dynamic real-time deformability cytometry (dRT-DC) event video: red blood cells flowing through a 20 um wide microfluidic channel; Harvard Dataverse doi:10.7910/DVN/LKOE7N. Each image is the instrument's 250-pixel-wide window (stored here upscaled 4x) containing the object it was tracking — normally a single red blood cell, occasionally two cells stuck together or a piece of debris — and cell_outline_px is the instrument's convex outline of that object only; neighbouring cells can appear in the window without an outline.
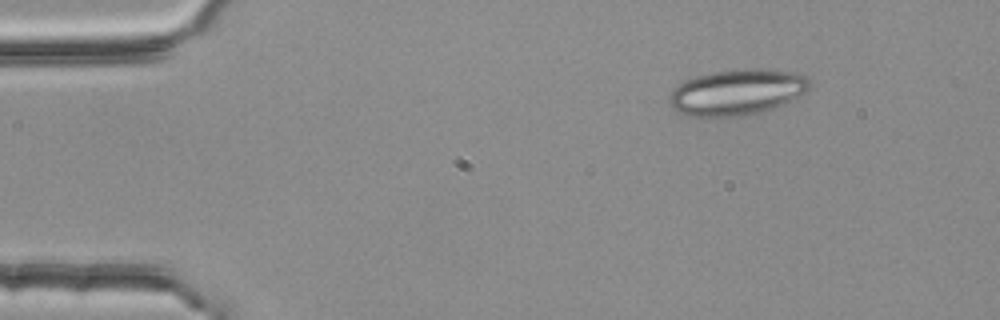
{"species": "common noctule bat (a hibernating species)", "species_latin": "Nyctalus noctula", "temperature_condition": "room temperature", "stored_images_in_passage": 48, "camera_frame_rate_fps": 3000, "um_per_image_px": 0.085, "animal": {"sex": "female", "body_mass_g": 25.1}, "frame": {"image": 1, "passage_image": 1, "time_ms": 0.0, "image_size_px": [1000, 320], "cell_outline_px": [[812, 84], [792, 104], [764, 112], [744, 116], [688, 116], [672, 108], [668, 100], [668, 96], [684, 80], [696, 76], [712, 72], [748, 68], [764, 68], [796, 72], [808, 76]], "centroid_in_image_um": [62.75, 7.84], "position_along_channel_um": 22.3, "area_um2": 38.32}}
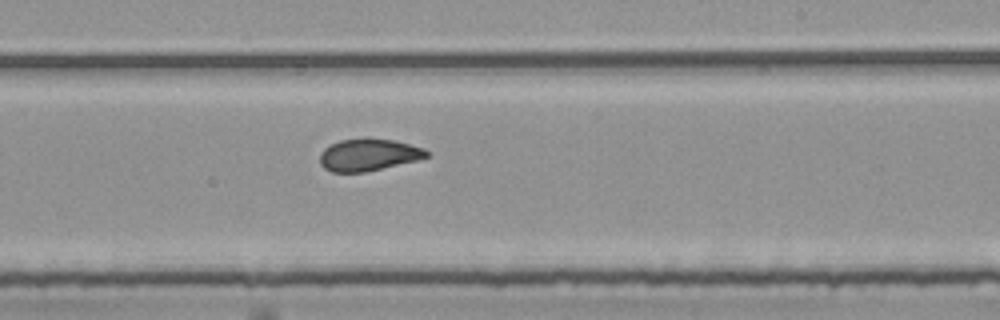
{"frame": {"image": 2, "passage_image": 26, "time_ms": 8.333, "image_size_px": [1000, 320], "cell_outline_px": [[428, 156], [416, 160], [364, 172], [332, 172], [324, 168], [320, 164], [320, 152], [324, 148], [340, 140], [396, 140], [424, 148], [428, 152]], "centroid_in_image_um": [31.3, 13.18], "position_along_channel_um": 257.7, "area_um2": 19.36}}
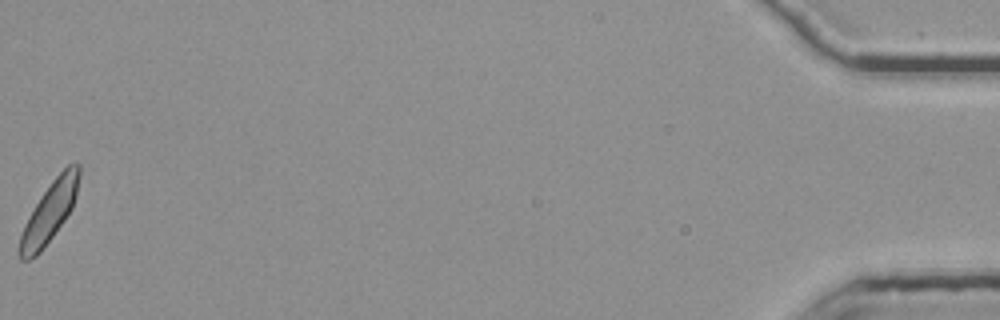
{"frame": {"image": 3, "passage_image": 48, "time_ms": 15.667, "image_size_px": [1000, 320], "cell_outline_px": [[80, 176], [76, 196], [72, 208], [64, 220], [40, 252], [36, 256], [28, 260], [20, 260], [16, 252], [20, 236], [24, 224], [28, 216], [52, 180], [68, 164], [76, 160], [80, 164]], "centroid_in_image_um": [4.19, 18.03], "position_along_channel_um": 431.0, "area_um2": 20.87}, "authors_computed_cell_mechanics": {"area_um2": 20.8658, "velocity_mm_per_s": 3.775, "shape_relaxation_time_tau1_ms": null, "shape_relaxation_time_tau2_ms": 1.2881, "deformation_change_tau1": null, "deformation_change_tau2": 0.0744}}